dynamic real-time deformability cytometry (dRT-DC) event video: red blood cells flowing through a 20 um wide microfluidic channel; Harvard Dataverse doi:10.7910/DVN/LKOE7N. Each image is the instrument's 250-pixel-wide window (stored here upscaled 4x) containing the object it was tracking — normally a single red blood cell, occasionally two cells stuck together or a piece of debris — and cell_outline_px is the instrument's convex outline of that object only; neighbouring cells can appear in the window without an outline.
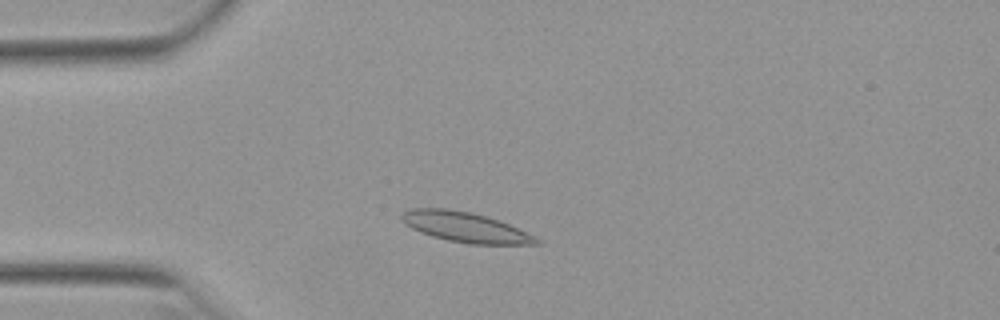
{"species": "Egyptian fruit bat (a non-hibernating species)", "species_latin": "Rousettus aegyptiacus", "temperature_condition": "warm", "stored_images_in_passage": 47, "camera_frame_rate_fps": 3000, "um_per_image_px": 0.085, "animal": {"sex": "female"}, "frame": {"image": 1, "passage_image": 9, "time_ms": 2.667, "image_size_px": [1000, 320], "cell_outline_px": [[540, 244], [468, 244], [448, 240], [432, 236], [420, 232], [404, 224], [400, 220], [400, 216], [404, 212], [412, 208], [448, 208], [472, 212], [508, 224], [536, 236], [540, 240]], "centroid_in_image_um": [39.52, 19.3], "position_along_channel_um": 45.5, "area_um2": 23.52}}
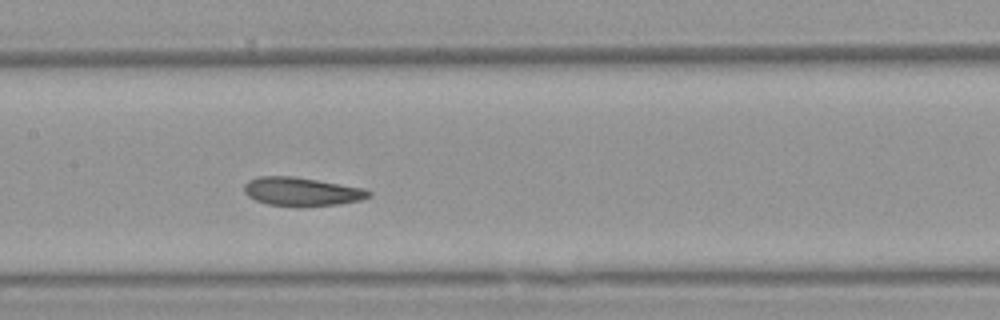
{"frame": {"image": 2, "passage_image": 21, "time_ms": 6.667, "image_size_px": [1000, 320], "cell_outline_px": [[372, 196], [360, 200], [340, 204], [268, 204], [256, 200], [248, 196], [244, 192], [244, 184], [248, 180], [256, 176], [296, 176], [364, 188], [372, 192]], "centroid_in_image_um": [25.65, 16.24], "position_along_channel_um": 181.8, "area_um2": 20.23}}
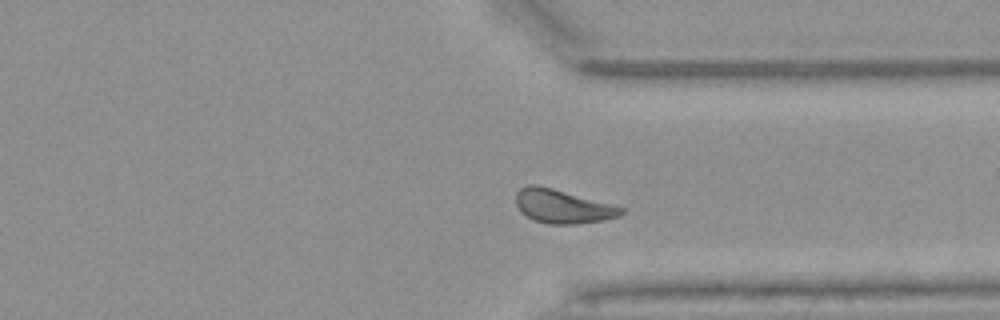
{"frame": {"image": 3, "passage_image": 35, "time_ms": 11.333, "image_size_px": [1000, 320], "cell_outline_px": [[628, 208], [620, 216], [604, 220], [576, 224], [548, 224], [532, 220], [520, 212], [516, 204], [516, 192], [520, 188], [528, 184], [536, 184], [552, 188]], "centroid_in_image_um": [47.83, 17.55], "position_along_channel_um": 363.6, "area_um2": 20.98}, "authors_computed_cell_mechanics": {"area_um2": 21.097, "velocity_mm_per_s": 3.9006, "shape_relaxation_time_tau1_ms": null, "shape_relaxation_time_tau2_ms": 5.2396, "deformation_change_tau1": null, "deformation_change_tau2": 0.0947}}